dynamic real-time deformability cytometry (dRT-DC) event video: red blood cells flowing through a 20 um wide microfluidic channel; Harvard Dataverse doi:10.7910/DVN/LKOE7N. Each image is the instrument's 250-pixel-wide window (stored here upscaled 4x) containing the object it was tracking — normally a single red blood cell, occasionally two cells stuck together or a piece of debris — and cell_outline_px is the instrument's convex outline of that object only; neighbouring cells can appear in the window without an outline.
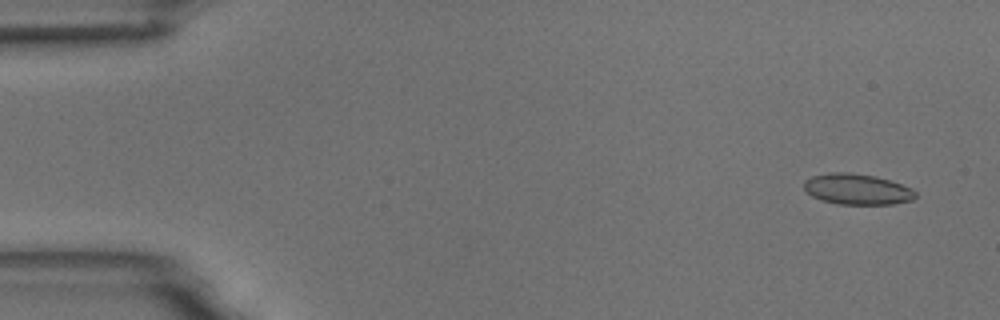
{"species": "common noctule bat (a hibernating species)", "species_latin": "Nyctalus noctula", "temperature_condition": "room temperature", "stored_images_in_passage": 4, "camera_frame_rate_fps": 3000, "um_per_image_px": 0.085, "animal": {"sex": "male", "body_mass_g": 18.8}, "frame": {"image": 1, "passage_image": 1, "time_ms": 0.0, "image_size_px": [1000, 320], "cell_outline_px": [[916, 196], [912, 200], [892, 204], [836, 204], [820, 200], [812, 196], [804, 188], [804, 180], [812, 176], [828, 172], [848, 172], [876, 176], [912, 188], [916, 192]], "centroid_in_image_um": [72.83, 16.08], "position_along_channel_um": 12.2, "area_um2": 20.06}}